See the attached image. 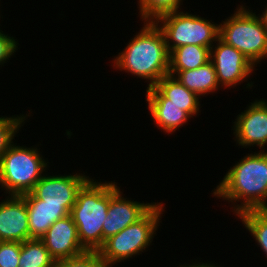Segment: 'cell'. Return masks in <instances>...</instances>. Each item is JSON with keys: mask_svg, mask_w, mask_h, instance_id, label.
<instances>
[{"mask_svg": "<svg viewBox=\"0 0 267 267\" xmlns=\"http://www.w3.org/2000/svg\"><path fill=\"white\" fill-rule=\"evenodd\" d=\"M212 191L213 197L231 202L230 210L235 217L248 210L265 209L267 207V151L248 153L239 159V162L228 169L216 189Z\"/></svg>", "mask_w": 267, "mask_h": 267, "instance_id": "1", "label": "cell"}, {"mask_svg": "<svg viewBox=\"0 0 267 267\" xmlns=\"http://www.w3.org/2000/svg\"><path fill=\"white\" fill-rule=\"evenodd\" d=\"M169 56L165 36L155 22H144L139 32L130 38L126 47L114 56L112 66L134 78L145 79L153 87L169 74Z\"/></svg>", "mask_w": 267, "mask_h": 267, "instance_id": "2", "label": "cell"}, {"mask_svg": "<svg viewBox=\"0 0 267 267\" xmlns=\"http://www.w3.org/2000/svg\"><path fill=\"white\" fill-rule=\"evenodd\" d=\"M111 182L90 178L78 191L70 215L78 229L80 244L86 251L102 247V228L108 215Z\"/></svg>", "mask_w": 267, "mask_h": 267, "instance_id": "3", "label": "cell"}, {"mask_svg": "<svg viewBox=\"0 0 267 267\" xmlns=\"http://www.w3.org/2000/svg\"><path fill=\"white\" fill-rule=\"evenodd\" d=\"M37 145L27 147L13 143L0 160V187L6 195H24L49 170L50 163L41 155Z\"/></svg>", "mask_w": 267, "mask_h": 267, "instance_id": "4", "label": "cell"}, {"mask_svg": "<svg viewBox=\"0 0 267 267\" xmlns=\"http://www.w3.org/2000/svg\"><path fill=\"white\" fill-rule=\"evenodd\" d=\"M165 204H157L139 221L127 226L118 234L111 236L104 241L103 246L98 250L102 260L110 267L118 266V263L129 261L133 256L142 254L149 249L160 222Z\"/></svg>", "mask_w": 267, "mask_h": 267, "instance_id": "5", "label": "cell"}, {"mask_svg": "<svg viewBox=\"0 0 267 267\" xmlns=\"http://www.w3.org/2000/svg\"><path fill=\"white\" fill-rule=\"evenodd\" d=\"M246 7L245 4L238 5L234 14L219 23V38L257 67L267 58V30L259 14Z\"/></svg>", "mask_w": 267, "mask_h": 267, "instance_id": "6", "label": "cell"}, {"mask_svg": "<svg viewBox=\"0 0 267 267\" xmlns=\"http://www.w3.org/2000/svg\"><path fill=\"white\" fill-rule=\"evenodd\" d=\"M155 23L162 30L169 53L185 45L210 48L219 38V24L189 12L177 10L159 17Z\"/></svg>", "mask_w": 267, "mask_h": 267, "instance_id": "7", "label": "cell"}, {"mask_svg": "<svg viewBox=\"0 0 267 267\" xmlns=\"http://www.w3.org/2000/svg\"><path fill=\"white\" fill-rule=\"evenodd\" d=\"M216 42L210 49V61L215 68L221 89H234L243 81L247 82L252 73H255V66L233 46L226 44L220 38Z\"/></svg>", "mask_w": 267, "mask_h": 267, "instance_id": "8", "label": "cell"}, {"mask_svg": "<svg viewBox=\"0 0 267 267\" xmlns=\"http://www.w3.org/2000/svg\"><path fill=\"white\" fill-rule=\"evenodd\" d=\"M233 136L236 146L241 148L256 147L266 151L267 146V100L255 99L246 110L236 116L233 122Z\"/></svg>", "mask_w": 267, "mask_h": 267, "instance_id": "9", "label": "cell"}, {"mask_svg": "<svg viewBox=\"0 0 267 267\" xmlns=\"http://www.w3.org/2000/svg\"><path fill=\"white\" fill-rule=\"evenodd\" d=\"M117 184L111 181V199L108 215L102 228V246L105 240L139 221L157 204L156 202L142 203L129 200Z\"/></svg>", "mask_w": 267, "mask_h": 267, "instance_id": "10", "label": "cell"}, {"mask_svg": "<svg viewBox=\"0 0 267 267\" xmlns=\"http://www.w3.org/2000/svg\"><path fill=\"white\" fill-rule=\"evenodd\" d=\"M90 179L86 174L49 175L45 173L31 193L44 204L60 205L71 212L78 191Z\"/></svg>", "mask_w": 267, "mask_h": 267, "instance_id": "11", "label": "cell"}, {"mask_svg": "<svg viewBox=\"0 0 267 267\" xmlns=\"http://www.w3.org/2000/svg\"><path fill=\"white\" fill-rule=\"evenodd\" d=\"M40 240L56 262L86 252L80 244L78 229L71 215L55 221Z\"/></svg>", "mask_w": 267, "mask_h": 267, "instance_id": "12", "label": "cell"}, {"mask_svg": "<svg viewBox=\"0 0 267 267\" xmlns=\"http://www.w3.org/2000/svg\"><path fill=\"white\" fill-rule=\"evenodd\" d=\"M29 239V218L25 197L9 195L0 202V241L22 243Z\"/></svg>", "mask_w": 267, "mask_h": 267, "instance_id": "13", "label": "cell"}, {"mask_svg": "<svg viewBox=\"0 0 267 267\" xmlns=\"http://www.w3.org/2000/svg\"><path fill=\"white\" fill-rule=\"evenodd\" d=\"M145 95V101H147V109L149 110L151 119L154 121L156 127L163 130L165 134L172 135L191 119L184 110H181V107L174 104H167V98L154 86L146 88Z\"/></svg>", "mask_w": 267, "mask_h": 267, "instance_id": "14", "label": "cell"}, {"mask_svg": "<svg viewBox=\"0 0 267 267\" xmlns=\"http://www.w3.org/2000/svg\"><path fill=\"white\" fill-rule=\"evenodd\" d=\"M23 196L27 205L30 239H41L55 221L70 215L65 207L44 204V201L37 199L31 192Z\"/></svg>", "mask_w": 267, "mask_h": 267, "instance_id": "15", "label": "cell"}, {"mask_svg": "<svg viewBox=\"0 0 267 267\" xmlns=\"http://www.w3.org/2000/svg\"><path fill=\"white\" fill-rule=\"evenodd\" d=\"M169 75L174 76L183 86L195 93L198 97L216 94L220 91L217 74L211 61L192 70H169Z\"/></svg>", "mask_w": 267, "mask_h": 267, "instance_id": "16", "label": "cell"}, {"mask_svg": "<svg viewBox=\"0 0 267 267\" xmlns=\"http://www.w3.org/2000/svg\"><path fill=\"white\" fill-rule=\"evenodd\" d=\"M154 87L167 98V104L181 107L191 118L200 112L201 100L195 93L183 86L174 76H163Z\"/></svg>", "mask_w": 267, "mask_h": 267, "instance_id": "17", "label": "cell"}, {"mask_svg": "<svg viewBox=\"0 0 267 267\" xmlns=\"http://www.w3.org/2000/svg\"><path fill=\"white\" fill-rule=\"evenodd\" d=\"M210 61V48L185 45L173 49L169 56V70H192Z\"/></svg>", "mask_w": 267, "mask_h": 267, "instance_id": "18", "label": "cell"}, {"mask_svg": "<svg viewBox=\"0 0 267 267\" xmlns=\"http://www.w3.org/2000/svg\"><path fill=\"white\" fill-rule=\"evenodd\" d=\"M18 267H56V261L40 239H29L21 243Z\"/></svg>", "mask_w": 267, "mask_h": 267, "instance_id": "19", "label": "cell"}, {"mask_svg": "<svg viewBox=\"0 0 267 267\" xmlns=\"http://www.w3.org/2000/svg\"><path fill=\"white\" fill-rule=\"evenodd\" d=\"M237 219L242 221L246 231H249L255 239L258 247L264 252L267 258V212L262 210H248L240 213Z\"/></svg>", "mask_w": 267, "mask_h": 267, "instance_id": "20", "label": "cell"}, {"mask_svg": "<svg viewBox=\"0 0 267 267\" xmlns=\"http://www.w3.org/2000/svg\"><path fill=\"white\" fill-rule=\"evenodd\" d=\"M142 22H155L167 13L181 10L184 0H137Z\"/></svg>", "mask_w": 267, "mask_h": 267, "instance_id": "21", "label": "cell"}, {"mask_svg": "<svg viewBox=\"0 0 267 267\" xmlns=\"http://www.w3.org/2000/svg\"><path fill=\"white\" fill-rule=\"evenodd\" d=\"M30 112L24 115H12V116H1L0 117V160L6 150L14 143L13 139L18 137L19 130L25 124L26 119L30 117Z\"/></svg>", "mask_w": 267, "mask_h": 267, "instance_id": "22", "label": "cell"}, {"mask_svg": "<svg viewBox=\"0 0 267 267\" xmlns=\"http://www.w3.org/2000/svg\"><path fill=\"white\" fill-rule=\"evenodd\" d=\"M56 267H110L100 257L98 251H86L83 254L56 262Z\"/></svg>", "mask_w": 267, "mask_h": 267, "instance_id": "23", "label": "cell"}, {"mask_svg": "<svg viewBox=\"0 0 267 267\" xmlns=\"http://www.w3.org/2000/svg\"><path fill=\"white\" fill-rule=\"evenodd\" d=\"M21 242L0 241V267H18Z\"/></svg>", "mask_w": 267, "mask_h": 267, "instance_id": "24", "label": "cell"}, {"mask_svg": "<svg viewBox=\"0 0 267 267\" xmlns=\"http://www.w3.org/2000/svg\"><path fill=\"white\" fill-rule=\"evenodd\" d=\"M6 32L0 29V68L4 66V63L9 62L12 55H15L16 51L20 48L18 40L11 34H5ZM10 58V59H9Z\"/></svg>", "mask_w": 267, "mask_h": 267, "instance_id": "25", "label": "cell"}, {"mask_svg": "<svg viewBox=\"0 0 267 267\" xmlns=\"http://www.w3.org/2000/svg\"><path fill=\"white\" fill-rule=\"evenodd\" d=\"M198 262V263H197ZM178 267V266H177ZM179 267H221L220 265L218 266V265H216L215 263H212V261L211 262H209L208 260H207V262H203V261H198L197 259H196V261H192V263L191 264H188V263H183V264H179Z\"/></svg>", "mask_w": 267, "mask_h": 267, "instance_id": "26", "label": "cell"}, {"mask_svg": "<svg viewBox=\"0 0 267 267\" xmlns=\"http://www.w3.org/2000/svg\"><path fill=\"white\" fill-rule=\"evenodd\" d=\"M259 17L261 18V20L264 23V26H265V28L267 30V6L265 7L264 10H262V14L261 15L259 13Z\"/></svg>", "mask_w": 267, "mask_h": 267, "instance_id": "27", "label": "cell"}]
</instances>
